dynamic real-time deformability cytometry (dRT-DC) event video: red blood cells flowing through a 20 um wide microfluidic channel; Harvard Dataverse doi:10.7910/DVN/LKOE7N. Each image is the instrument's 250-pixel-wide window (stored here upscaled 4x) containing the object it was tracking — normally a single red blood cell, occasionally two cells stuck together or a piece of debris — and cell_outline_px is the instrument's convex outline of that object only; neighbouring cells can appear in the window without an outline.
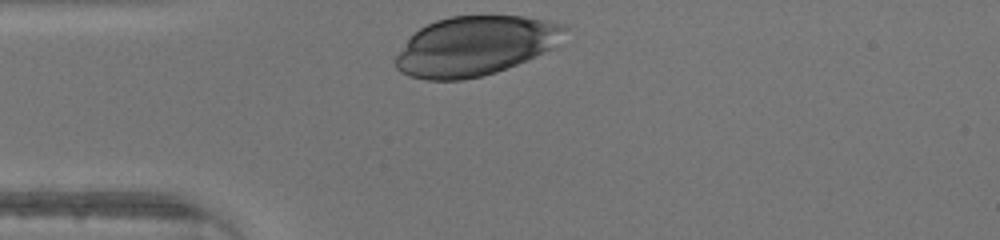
{"species": "human", "species_latin": "Homo sapiens", "temperature_condition": "warm", "stored_images_in_passage": 25, "camera_frame_rate_fps": 3000, "um_per_image_px": 0.085, "donor": {"sex": "male"}, "frame": {"image": 1, "passage_image": 1, "time_ms": 0.0, "image_size_px": [1000, 240], "cell_outline_px": [[568, 28], [552, 48], [516, 64], [496, 72], [464, 80], [428, 80], [408, 76], [400, 72], [396, 68], [396, 56], [408, 40], [420, 28], [436, 20], [452, 16], [524, 16], [564, 24]], "centroid_in_image_um": [40.37, 3.91], "position_along_channel_um": 44.6, "area_um2": 57.92}}
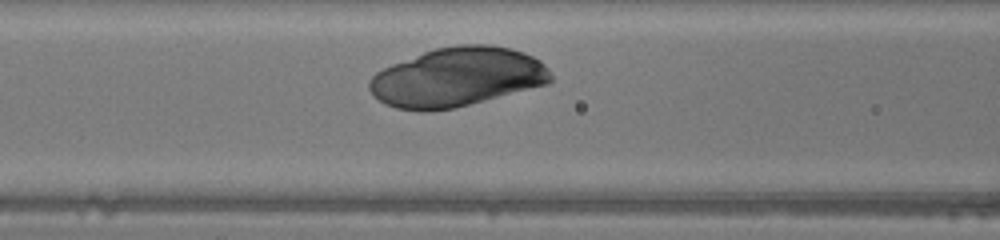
{"frame": {"image": 2, "passage_image": 8, "time_ms": 2.333, "image_size_px": [1000, 240], "cell_outline_px": [[552, 80], [548, 84], [452, 108], [424, 112], [396, 108], [384, 104], [368, 88], [368, 80], [376, 72], [392, 64], [424, 52], [436, 48], [460, 44], [488, 44], [512, 48], [524, 52], [540, 60], [548, 68], [552, 76]], "centroid_in_image_um": [38.86, 6.55], "position_along_channel_um": 127.7, "area_um2": 62.31}}
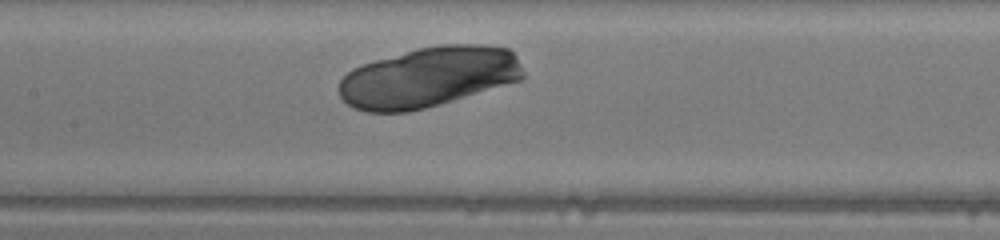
{"frame": {"image": 3, "passage_image": 11, "time_ms": 3.333, "image_size_px": [1000, 240], "cell_outline_px": [[524, 76], [520, 80], [452, 100], [424, 108], [408, 112], [364, 112], [352, 108], [340, 96], [340, 80], [352, 68], [360, 64], [420, 48], [440, 44], [480, 44], [508, 48], [516, 56], [524, 72]], "centroid_in_image_um": [36.4, 6.55], "position_along_channel_um": 171.0, "area_um2": 64.33}}